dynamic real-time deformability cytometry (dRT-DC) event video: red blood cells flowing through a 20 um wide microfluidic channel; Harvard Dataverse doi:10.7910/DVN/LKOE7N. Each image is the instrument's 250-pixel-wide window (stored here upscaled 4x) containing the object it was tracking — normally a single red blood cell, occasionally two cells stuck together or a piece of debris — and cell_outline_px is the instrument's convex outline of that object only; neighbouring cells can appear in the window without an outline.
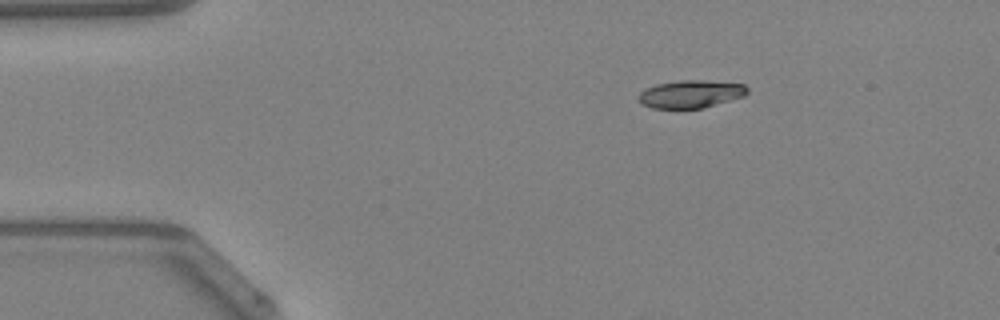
{"species": "Egyptian fruit bat (a non-hibernating species)", "species_latin": "Rousettus aegyptiacus", "temperature_condition": "warm", "stored_images_in_passage": 41, "camera_frame_rate_fps": 3000, "um_per_image_px": 0.085, "animal": {"sex": "female"}, "frame": {"image": 1, "passage_image": 1, "time_ms": 0.0, "image_size_px": [1000, 320], "cell_outline_px": [[748, 92], [744, 96], [700, 108], [652, 108], [644, 104], [636, 96], [644, 88], [656, 84], [680, 80], [704, 80], [744, 84], [748, 88]], "centroid_in_image_um": [58.69, 7.97], "position_along_channel_um": 26.3, "area_um2": 17.46}}
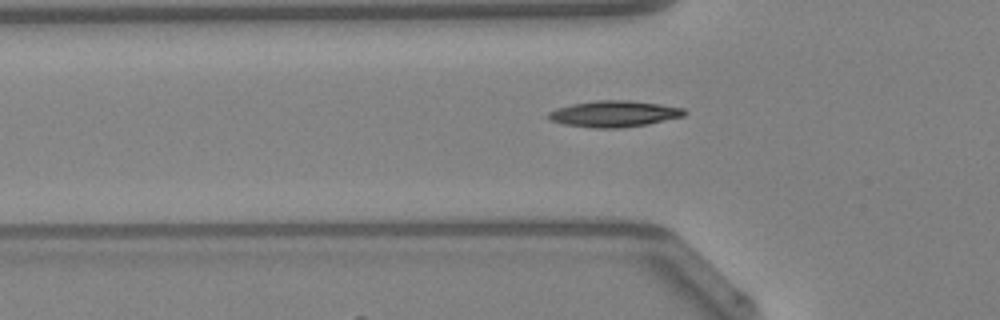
{"frame": {"image": 2, "passage_image": 9, "time_ms": 2.667, "image_size_px": [1000, 320], "cell_outline_px": [[688, 112], [684, 116], [648, 124], [620, 128], [592, 128], [564, 124], [548, 120], [548, 112], [556, 108], [572, 104], [596, 100], [632, 100], [660, 104], [684, 108]], "centroid_in_image_um": [52.2, 9.67], "position_along_channel_um": 73.6, "area_um2": 20.98}, "authors_computed_cell_mechanics": {"area_um2": 18.8428, "velocity_mm_per_s": 4.2748, "shape_relaxation_time_tau1_ms": 11.332, "shape_relaxation_time_tau2_ms": 2.7775, "deformation_change_tau1": 0.3081, "deformation_change_tau2": 0.1015}}